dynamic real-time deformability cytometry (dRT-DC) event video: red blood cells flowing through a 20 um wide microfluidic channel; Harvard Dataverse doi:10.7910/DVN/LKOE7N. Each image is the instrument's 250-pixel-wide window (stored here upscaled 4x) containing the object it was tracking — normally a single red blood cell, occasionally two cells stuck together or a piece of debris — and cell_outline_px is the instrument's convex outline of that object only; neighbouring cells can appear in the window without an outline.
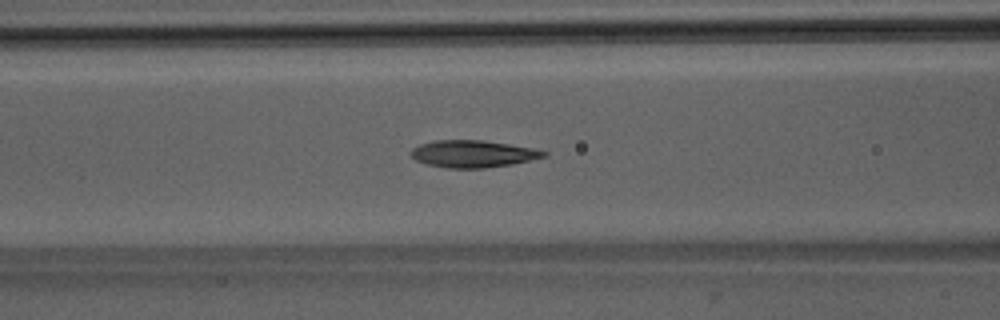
{"species": "Egyptian fruit bat (a non-hibernating species)", "species_latin": "Rousettus aegyptiacus", "temperature_condition": "room temperature", "stored_images_in_passage": 51, "camera_frame_rate_fps": 3000, "um_per_image_px": 0.085, "animal": {"sex": "male"}, "frame": {"image": 1, "passage_image": 21, "time_ms": 6.667, "image_size_px": [1000, 320], "cell_outline_px": [[548, 156], [512, 164], [484, 168], [448, 168], [424, 164], [416, 160], [408, 152], [412, 148], [420, 144], [436, 140], [484, 140], [536, 148], [548, 152]], "centroid_in_image_um": [40.21, 13.07], "position_along_channel_um": 126.4, "area_um2": 21.21}}
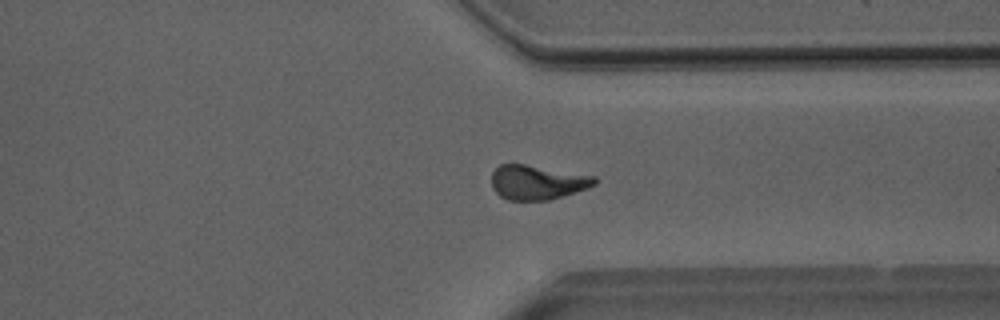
{"frame": {"image": 2, "passage_image": 39, "time_ms": 12.667, "image_size_px": [1000, 320], "cell_outline_px": [[596, 184], [588, 188], [548, 200], [508, 200], [500, 196], [492, 188], [492, 172], [500, 164], [524, 164], [596, 176]], "centroid_in_image_um": [45.66, 15.49], "position_along_channel_um": 365.7, "area_um2": 20.58}}
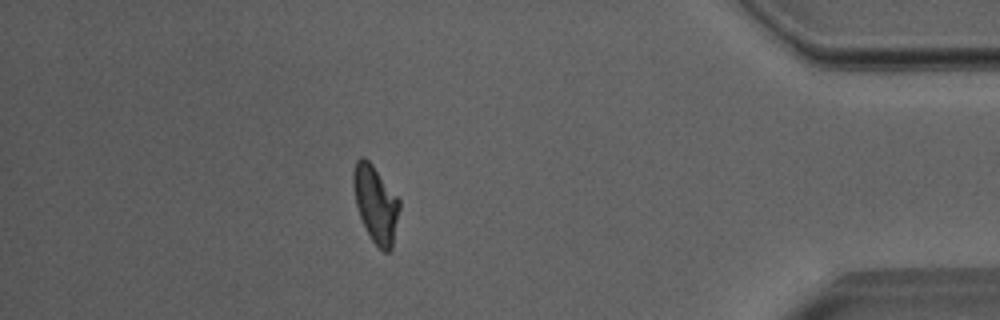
{"frame": {"image": 3, "passage_image": 45, "time_ms": 14.667, "image_size_px": [1000, 320], "cell_outline_px": [[400, 208], [392, 248], [388, 252], [384, 252], [372, 240], [360, 216], [356, 204], [352, 184], [352, 172], [356, 160], [360, 156], [364, 156], [372, 164], [400, 200]], "centroid_in_image_um": [31.92, 17.3], "position_along_channel_um": 403.3, "area_um2": 20.52}, "authors_computed_cell_mechanics": {"area_um2": 20.808, "velocity_mm_per_s": 3.9935, "shape_relaxation_time_tau1_ms": 5.2693, "shape_relaxation_time_tau2_ms": 2.5766, "deformation_change_tau1": 0.1788, "deformation_change_tau2": 0.0882}}